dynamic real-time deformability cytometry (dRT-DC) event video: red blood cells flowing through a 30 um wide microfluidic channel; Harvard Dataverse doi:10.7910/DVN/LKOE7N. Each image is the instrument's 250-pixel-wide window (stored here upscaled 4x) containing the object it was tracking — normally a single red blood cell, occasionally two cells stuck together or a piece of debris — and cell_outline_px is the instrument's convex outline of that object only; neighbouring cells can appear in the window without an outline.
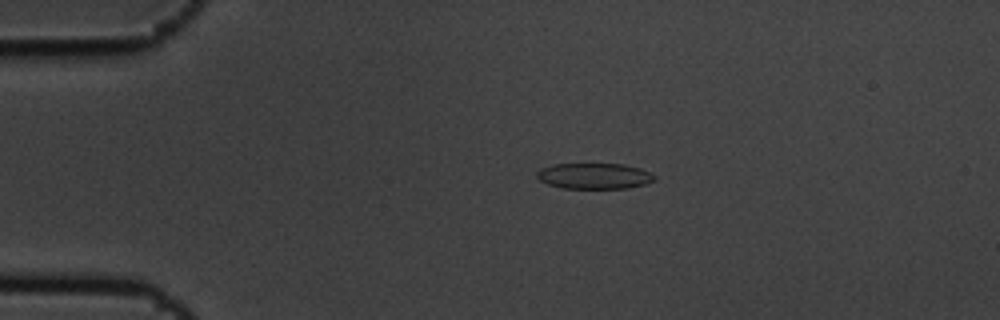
{"species": "common noctule bat (a hibernating species)", "species_latin": "Nyctalus noctula", "temperature_condition": "cold", "stored_images_in_passage": 6, "camera_frame_rate_fps": 3000, "um_per_image_px": 0.085, "animal": {"sex": "male", "body_mass_g": 19.5, "forearm_length_mm": 54.6}, "frame": {"image": 1, "passage_image": 3, "time_ms": 0.667, "image_size_px": [1000, 320], "cell_outline_px": [[656, 180], [644, 184], [628, 188], [560, 188], [548, 184], [540, 180], [536, 176], [536, 172], [540, 168], [552, 164], [624, 164], [640, 168], [656, 176]], "centroid_in_image_um": [50.49, 14.95], "position_along_channel_um": 34.5, "area_um2": 17.74}}
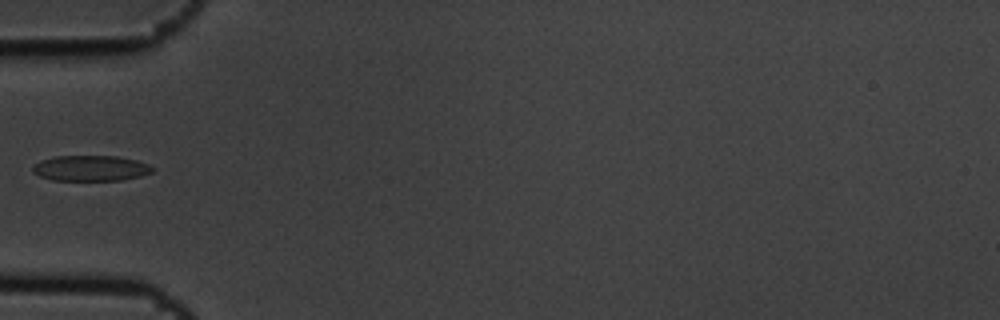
{"frame": {"image": 2, "passage_image": 5, "time_ms": 1.333, "image_size_px": [1000, 320], "cell_outline_px": [[156, 168], [152, 172], [140, 176], [120, 180], [52, 180], [40, 176], [32, 172], [32, 168], [40, 160], [56, 156], [116, 156], [136, 160], [148, 164]], "centroid_in_image_um": [7.71, 14.29], "position_along_channel_um": 77.3, "area_um2": 17.8}}
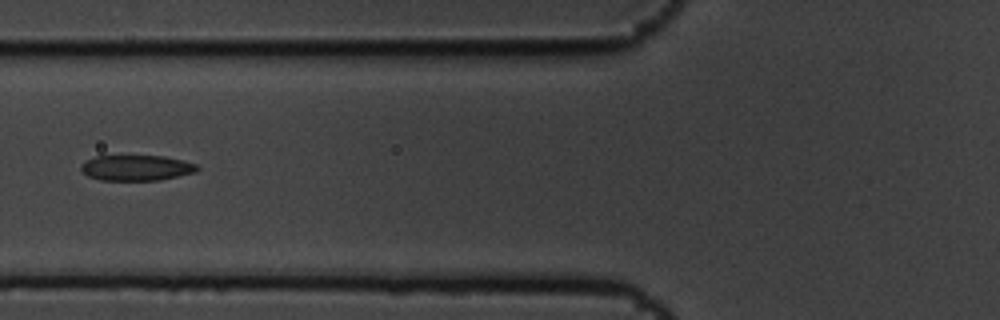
{"frame": {"image": 3, "passage_image": 6, "time_ms": 1.667, "image_size_px": [1000, 320], "cell_outline_px": [[200, 168], [196, 172], [160, 180], [100, 180], [88, 176], [80, 168], [80, 164], [84, 160], [96, 156], [164, 156], [184, 160], [196, 164]], "centroid_in_image_um": [11.59, 14.26], "position_along_channel_um": 114.2, "area_um2": 17.4}}